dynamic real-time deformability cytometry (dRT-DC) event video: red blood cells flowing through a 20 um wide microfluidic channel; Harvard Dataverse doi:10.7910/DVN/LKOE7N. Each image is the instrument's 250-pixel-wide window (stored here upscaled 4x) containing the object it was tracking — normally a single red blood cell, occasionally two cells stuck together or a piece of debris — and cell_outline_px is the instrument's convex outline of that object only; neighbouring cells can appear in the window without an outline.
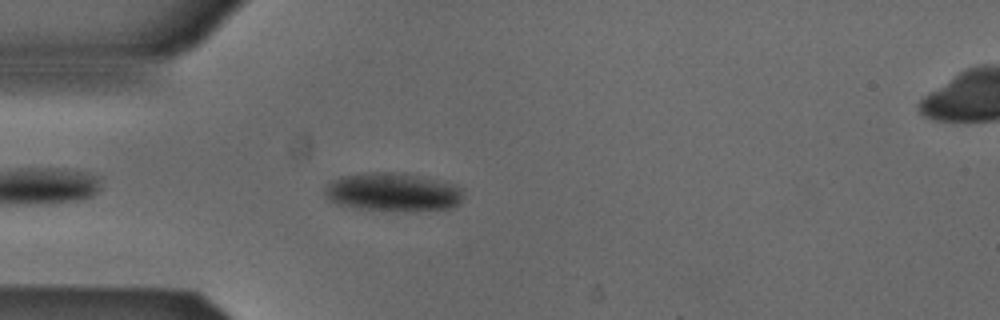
{"species": "Egyptian fruit bat (a non-hibernating species)", "species_latin": "Rousettus aegyptiacus", "temperature_condition": "cold", "stored_images_in_passage": 42, "camera_frame_rate_fps": 3000, "um_per_image_px": 0.085, "animal": {"sex": "male"}, "frame": {"image": 1, "passage_image": 4, "time_ms": 1.0, "image_size_px": [1000, 320], "cell_outline_px": [[464, 196], [460, 204], [452, 208], [412, 212], [404, 212], [352, 208], [336, 204], [328, 200], [324, 196], [324, 188], [332, 180], [340, 176], [364, 172], [400, 172], [444, 180], [464, 188]], "centroid_in_image_um": [33.43, 16.34], "position_along_channel_um": 51.6, "area_um2": 32.37}}
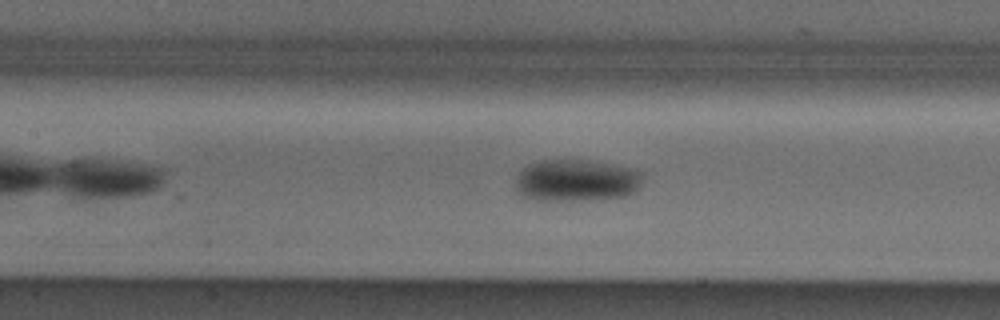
{"frame": {"image": 2, "passage_image": 13, "time_ms": 4.0, "image_size_px": [1000, 320], "cell_outline_px": [[640, 188], [636, 192], [628, 196], [592, 200], [536, 200], [520, 196], [516, 192], [516, 176], [520, 168], [528, 164], [540, 160], [588, 160], [632, 168], [640, 172]], "centroid_in_image_um": [48.94, 15.35], "position_along_channel_um": 158.5, "area_um2": 31.56}}
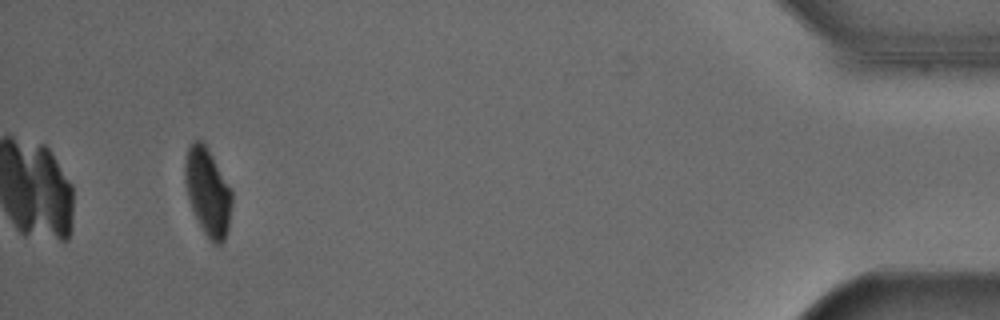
{"frame": {"image": 3, "passage_image": 39, "time_ms": 12.667, "image_size_px": [1000, 320], "cell_outline_px": [[232, 204], [228, 232], [224, 240], [220, 244], [212, 244], [208, 240], [192, 208], [188, 196], [184, 180], [184, 160], [188, 148], [192, 140], [200, 140], [204, 144], [212, 156], [232, 192]], "centroid_in_image_um": [17.65, 16.34], "position_along_channel_um": 417.5, "area_um2": 23.76}, "authors_computed_cell_mechanics": {"area_um2": 29.5936, "velocity_mm_per_s": 3.8732, "shape_relaxation_time_tau1_ms": 5.258, "shape_relaxation_time_tau2_ms": null, "deformation_change_tau1": 0.1138, "deformation_change_tau2": null}}